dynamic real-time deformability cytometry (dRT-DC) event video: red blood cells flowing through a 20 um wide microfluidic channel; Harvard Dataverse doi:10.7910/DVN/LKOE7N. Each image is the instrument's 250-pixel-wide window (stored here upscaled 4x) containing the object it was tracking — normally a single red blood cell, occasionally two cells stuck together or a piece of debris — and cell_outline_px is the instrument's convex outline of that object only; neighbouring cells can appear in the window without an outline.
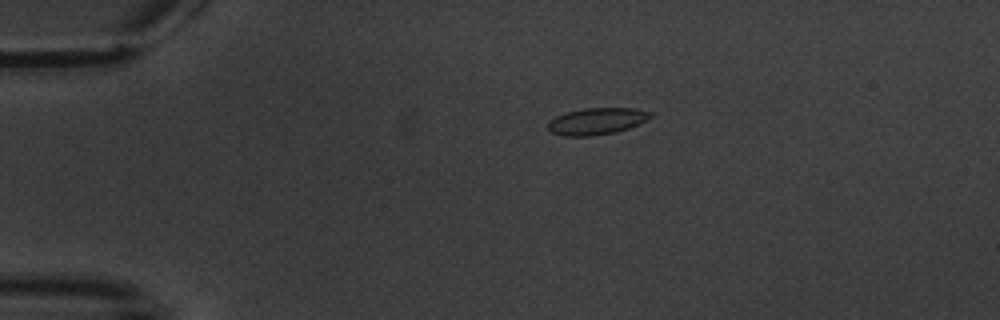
{"species": "common noctule bat (a hibernating species)", "species_latin": "Nyctalus noctula", "temperature_condition": "warm", "stored_images_in_passage": 9, "camera_frame_rate_fps": 3000, "um_per_image_px": 0.085, "animal": {"sex": "male", "body_mass_g": 20.1, "forearm_length_mm": 53.5}, "frame": {"image": 1, "passage_image": 4, "time_ms": 3.333, "image_size_px": [1000, 320], "cell_outline_px": [[652, 116], [648, 120], [628, 128], [616, 132], [592, 136], [564, 136], [552, 132], [548, 128], [548, 120], [564, 112], [584, 108], [636, 108], [652, 112]], "centroid_in_image_um": [50.72, 10.29], "position_along_channel_um": 34.3, "area_um2": 16.13}}
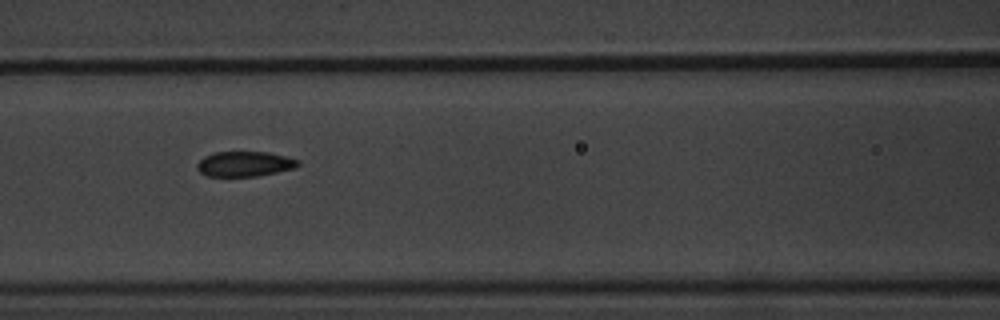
{"frame": {"image": 2, "passage_image": 8, "time_ms": 8.0, "image_size_px": [1000, 320], "cell_outline_px": [[300, 164], [296, 168], [256, 176], [208, 176], [200, 172], [196, 168], [196, 164], [204, 156], [212, 152], [268, 152], [300, 160]], "centroid_in_image_um": [20.78, 13.93], "position_along_channel_um": 145.8, "area_um2": 14.8}}
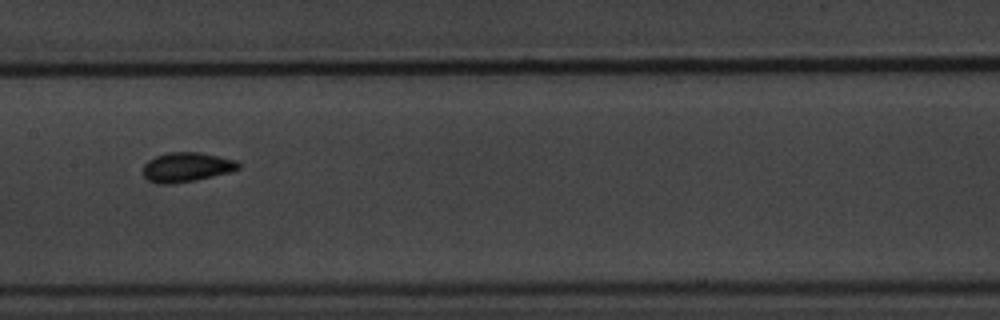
{"frame": {"image": 3, "passage_image": 9, "time_ms": 9.333, "image_size_px": [1000, 320], "cell_outline_px": [[240, 168], [228, 172], [196, 180], [172, 184], [156, 184], [148, 180], [144, 176], [144, 164], [148, 160], [156, 156], [168, 152], [200, 152], [236, 160], [240, 164]], "centroid_in_image_um": [15.84, 14.21], "position_along_channel_um": 191.6, "area_um2": 16.36}}